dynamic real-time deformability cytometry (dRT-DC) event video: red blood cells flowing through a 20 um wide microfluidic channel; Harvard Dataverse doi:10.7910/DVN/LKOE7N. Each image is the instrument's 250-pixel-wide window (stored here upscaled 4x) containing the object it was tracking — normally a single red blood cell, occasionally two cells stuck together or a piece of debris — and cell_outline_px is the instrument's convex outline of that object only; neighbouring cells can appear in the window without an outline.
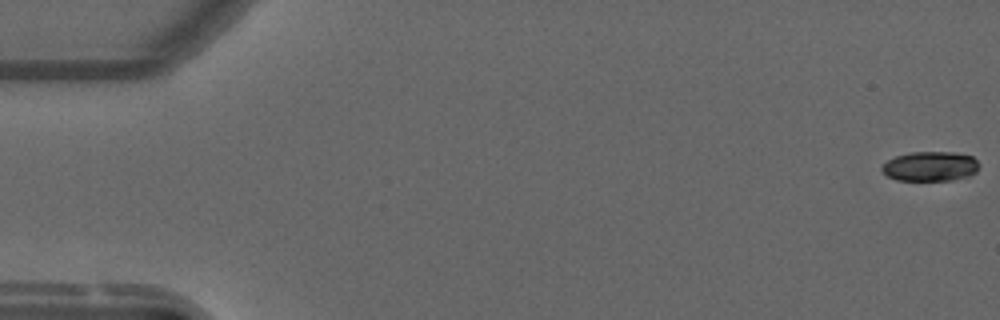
{"species": "common noctule bat (a hibernating species)", "species_latin": "Nyctalus noctula", "temperature_condition": "warm", "stored_images_in_passage": 9, "camera_frame_rate_fps": 3000, "um_per_image_px": 0.085, "animal": {"sex": "male", "forearm_length_mm": 52.5}, "frame": {"image": 1, "passage_image": 1, "time_ms": 0.0, "image_size_px": [1000, 320], "cell_outline_px": [[976, 172], [968, 176], [952, 180], [896, 180], [888, 176], [880, 168], [888, 160], [896, 156], [912, 152], [952, 152], [972, 156], [976, 160]], "centroid_in_image_um": [79.05, 14.14], "position_along_channel_um": 6.0, "area_um2": 16.53}}